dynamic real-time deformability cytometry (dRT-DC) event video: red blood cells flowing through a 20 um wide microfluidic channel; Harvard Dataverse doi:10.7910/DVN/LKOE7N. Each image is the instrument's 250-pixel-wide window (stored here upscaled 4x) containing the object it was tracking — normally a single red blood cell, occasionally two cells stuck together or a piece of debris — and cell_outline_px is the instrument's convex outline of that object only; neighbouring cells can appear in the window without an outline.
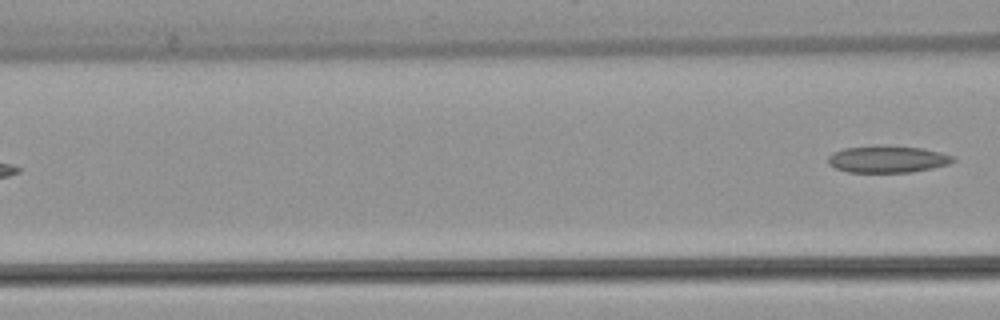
{"species": "common noctule bat (a hibernating species)", "species_latin": "Nyctalus noctula", "temperature_condition": "warm", "stored_images_in_passage": 4, "camera_frame_rate_fps": 3000, "um_per_image_px": 0.085, "animal": {"sex": "female", "body_mass_g": 22.7, "forearm_length_mm": 54.2}, "frame": {"image": 1, "passage_image": 4, "time_ms": 4.667, "image_size_px": [1000, 320], "cell_outline_px": [[956, 160], [948, 164], [932, 168], [912, 172], [848, 172], [836, 168], [828, 164], [828, 156], [832, 152], [844, 148], [876, 144], [924, 148], [940, 152], [952, 156]], "centroid_in_image_um": [75.41, 13.51], "position_along_channel_um": 91.2, "area_um2": 19.88}}